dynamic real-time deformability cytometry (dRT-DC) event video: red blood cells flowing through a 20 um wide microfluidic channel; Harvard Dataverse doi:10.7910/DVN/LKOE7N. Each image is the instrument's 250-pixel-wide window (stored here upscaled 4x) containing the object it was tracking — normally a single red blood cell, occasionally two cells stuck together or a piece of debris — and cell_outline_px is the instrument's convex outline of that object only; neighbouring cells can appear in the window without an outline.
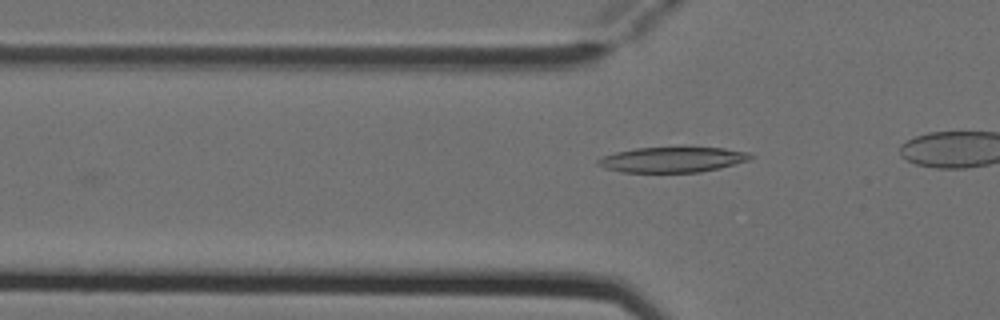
{"species": "Egyptian fruit bat (a non-hibernating species)", "species_latin": "Rousettus aegyptiacus", "temperature_condition": "cold", "stored_images_in_passage": 7, "camera_frame_rate_fps": 3000, "um_per_image_px": 0.085, "animal": {"sex": "female"}, "frame": {"image": 1, "passage_image": 7, "time_ms": 2.0, "image_size_px": [1000, 320], "cell_outline_px": [[756, 156], [748, 160], [720, 168], [700, 172], [620, 172], [604, 168], [596, 164], [596, 160], [604, 156], [616, 152], [636, 148], [724, 148], [748, 152]], "centroid_in_image_um": [57.15, 13.58], "position_along_channel_um": 68.7, "area_um2": 22.37}}